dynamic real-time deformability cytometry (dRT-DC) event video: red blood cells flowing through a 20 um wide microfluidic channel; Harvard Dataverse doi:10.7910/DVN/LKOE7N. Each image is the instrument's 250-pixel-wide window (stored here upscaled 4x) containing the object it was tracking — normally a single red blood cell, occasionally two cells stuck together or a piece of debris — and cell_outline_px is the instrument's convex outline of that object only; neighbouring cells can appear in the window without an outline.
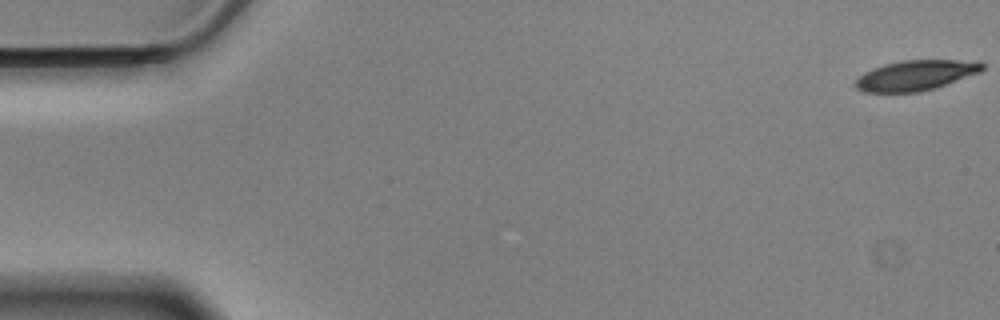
{"species": "Egyptian fruit bat (a non-hibernating species)", "species_latin": "Rousettus aegyptiacus", "temperature_condition": "cold", "stored_images_in_passage": 57, "camera_frame_rate_fps": 3000, "um_per_image_px": 0.085, "animal": {"sex": "male"}, "frame": {"image": 1, "passage_image": 1, "time_ms": 0.0, "image_size_px": [1000, 320], "cell_outline_px": [[984, 68], [980, 72], [920, 92], [864, 92], [856, 88], [852, 84], [864, 72], [872, 68], [884, 64], [900, 60], [956, 60], [984, 64]], "centroid_in_image_um": [77.74, 6.4], "position_along_channel_um": 7.3, "area_um2": 21.96}}
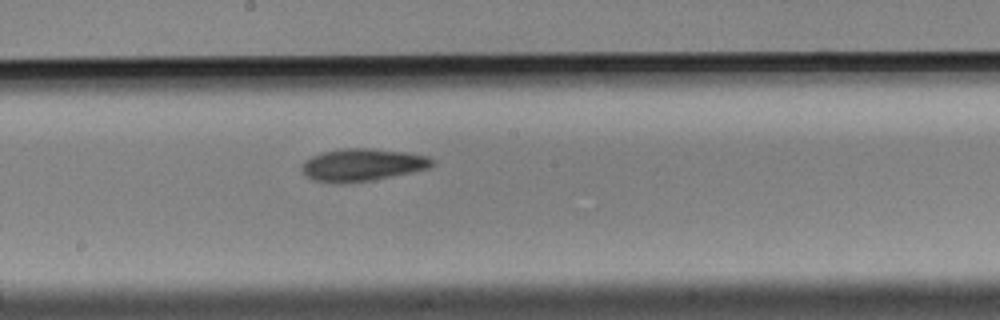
{"frame": {"image": 2, "passage_image": 31, "time_ms": 10.0, "image_size_px": [1000, 320], "cell_outline_px": [[436, 164], [428, 168], [412, 172], [372, 180], [344, 184], [336, 184], [312, 180], [304, 176], [300, 168], [300, 164], [304, 160], [312, 156], [324, 152], [344, 148], [372, 148], [404, 152], [428, 156], [436, 160]], "centroid_in_image_um": [30.76, 14.02], "position_along_channel_um": 217.4, "area_um2": 25.09}}
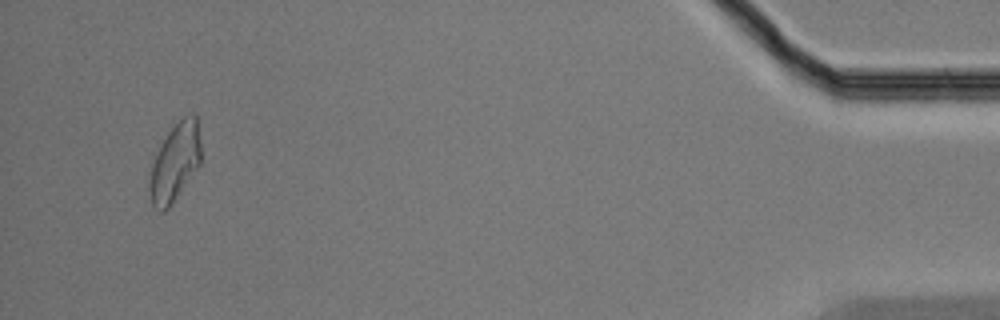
{"frame": {"image": 3, "passage_image": 55, "time_ms": 18.0, "image_size_px": [1000, 320], "cell_outline_px": [[200, 164], [172, 204], [164, 212], [160, 212], [152, 204], [148, 188], [152, 164], [156, 152], [168, 132], [188, 112], [192, 112], [196, 116], [200, 140]], "centroid_in_image_um": [14.87, 13.81], "position_along_channel_um": 420.3, "area_um2": 23.24}, "authors_computed_cell_mechanics": {"area_um2": 23.3512, "velocity_mm_per_s": 3.5042, "shape_relaxation_time_tau1_ms": 6.027, "shape_relaxation_time_tau2_ms": 9.3949, "deformation_change_tau1": 0.1578, "deformation_change_tau2": 0.1788}}